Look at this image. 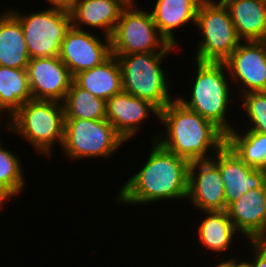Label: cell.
I'll list each match as a JSON object with an SVG mask.
<instances>
[{
	"label": "cell",
	"mask_w": 266,
	"mask_h": 267,
	"mask_svg": "<svg viewBox=\"0 0 266 267\" xmlns=\"http://www.w3.org/2000/svg\"><path fill=\"white\" fill-rule=\"evenodd\" d=\"M147 162L120 187L116 200L123 204H151L186 199L190 162L152 140Z\"/></svg>",
	"instance_id": "obj_1"
},
{
	"label": "cell",
	"mask_w": 266,
	"mask_h": 267,
	"mask_svg": "<svg viewBox=\"0 0 266 267\" xmlns=\"http://www.w3.org/2000/svg\"><path fill=\"white\" fill-rule=\"evenodd\" d=\"M159 120L165 131L155 134L153 140L189 162L210 160V154L215 155L226 144V134L219 127L186 108L176 97L160 111Z\"/></svg>",
	"instance_id": "obj_2"
},
{
	"label": "cell",
	"mask_w": 266,
	"mask_h": 267,
	"mask_svg": "<svg viewBox=\"0 0 266 267\" xmlns=\"http://www.w3.org/2000/svg\"><path fill=\"white\" fill-rule=\"evenodd\" d=\"M5 127L20 136L42 155L50 157L52 147H62L65 129L63 103L46 100H30L9 119Z\"/></svg>",
	"instance_id": "obj_3"
},
{
	"label": "cell",
	"mask_w": 266,
	"mask_h": 267,
	"mask_svg": "<svg viewBox=\"0 0 266 267\" xmlns=\"http://www.w3.org/2000/svg\"><path fill=\"white\" fill-rule=\"evenodd\" d=\"M196 67L191 99L187 100L181 96L176 98L186 108L213 122L227 135L234 129L226 115L231 101L229 82H232L225 75L227 66L224 62L196 61Z\"/></svg>",
	"instance_id": "obj_4"
},
{
	"label": "cell",
	"mask_w": 266,
	"mask_h": 267,
	"mask_svg": "<svg viewBox=\"0 0 266 267\" xmlns=\"http://www.w3.org/2000/svg\"><path fill=\"white\" fill-rule=\"evenodd\" d=\"M171 52H145L117 57L122 72V90L149 101L160 111L171 101L169 80L161 62Z\"/></svg>",
	"instance_id": "obj_5"
},
{
	"label": "cell",
	"mask_w": 266,
	"mask_h": 267,
	"mask_svg": "<svg viewBox=\"0 0 266 267\" xmlns=\"http://www.w3.org/2000/svg\"><path fill=\"white\" fill-rule=\"evenodd\" d=\"M195 26L201 31L196 61L224 62L242 42L223 2L205 0L197 10Z\"/></svg>",
	"instance_id": "obj_6"
},
{
	"label": "cell",
	"mask_w": 266,
	"mask_h": 267,
	"mask_svg": "<svg viewBox=\"0 0 266 267\" xmlns=\"http://www.w3.org/2000/svg\"><path fill=\"white\" fill-rule=\"evenodd\" d=\"M139 9L135 3L123 9L110 37L112 54L175 51L176 46L170 45L160 34L151 12Z\"/></svg>",
	"instance_id": "obj_7"
},
{
	"label": "cell",
	"mask_w": 266,
	"mask_h": 267,
	"mask_svg": "<svg viewBox=\"0 0 266 267\" xmlns=\"http://www.w3.org/2000/svg\"><path fill=\"white\" fill-rule=\"evenodd\" d=\"M125 142L106 119H65L62 151L71 159L107 158Z\"/></svg>",
	"instance_id": "obj_8"
},
{
	"label": "cell",
	"mask_w": 266,
	"mask_h": 267,
	"mask_svg": "<svg viewBox=\"0 0 266 267\" xmlns=\"http://www.w3.org/2000/svg\"><path fill=\"white\" fill-rule=\"evenodd\" d=\"M14 10L9 11L21 23L30 58L59 56L61 44L72 26L70 12L49 7L23 15Z\"/></svg>",
	"instance_id": "obj_9"
},
{
	"label": "cell",
	"mask_w": 266,
	"mask_h": 267,
	"mask_svg": "<svg viewBox=\"0 0 266 267\" xmlns=\"http://www.w3.org/2000/svg\"><path fill=\"white\" fill-rule=\"evenodd\" d=\"M86 29L71 26L61 44L59 58L68 67L72 76L102 64L111 55V39H100Z\"/></svg>",
	"instance_id": "obj_10"
},
{
	"label": "cell",
	"mask_w": 266,
	"mask_h": 267,
	"mask_svg": "<svg viewBox=\"0 0 266 267\" xmlns=\"http://www.w3.org/2000/svg\"><path fill=\"white\" fill-rule=\"evenodd\" d=\"M224 61L231 81L236 79L240 95L266 88V40L243 41Z\"/></svg>",
	"instance_id": "obj_11"
},
{
	"label": "cell",
	"mask_w": 266,
	"mask_h": 267,
	"mask_svg": "<svg viewBox=\"0 0 266 267\" xmlns=\"http://www.w3.org/2000/svg\"><path fill=\"white\" fill-rule=\"evenodd\" d=\"M26 71L34 100L63 103L73 76L59 56L30 59Z\"/></svg>",
	"instance_id": "obj_12"
},
{
	"label": "cell",
	"mask_w": 266,
	"mask_h": 267,
	"mask_svg": "<svg viewBox=\"0 0 266 267\" xmlns=\"http://www.w3.org/2000/svg\"><path fill=\"white\" fill-rule=\"evenodd\" d=\"M187 199L201 212L226 210L224 182L212 159L190 162Z\"/></svg>",
	"instance_id": "obj_13"
},
{
	"label": "cell",
	"mask_w": 266,
	"mask_h": 267,
	"mask_svg": "<svg viewBox=\"0 0 266 267\" xmlns=\"http://www.w3.org/2000/svg\"><path fill=\"white\" fill-rule=\"evenodd\" d=\"M212 160L218 165L224 182L226 209L249 190L264 188L266 170L248 166L227 144Z\"/></svg>",
	"instance_id": "obj_14"
},
{
	"label": "cell",
	"mask_w": 266,
	"mask_h": 267,
	"mask_svg": "<svg viewBox=\"0 0 266 267\" xmlns=\"http://www.w3.org/2000/svg\"><path fill=\"white\" fill-rule=\"evenodd\" d=\"M150 112L160 118L155 105L123 90L106 101V120L125 141L136 136L139 125L152 115Z\"/></svg>",
	"instance_id": "obj_15"
},
{
	"label": "cell",
	"mask_w": 266,
	"mask_h": 267,
	"mask_svg": "<svg viewBox=\"0 0 266 267\" xmlns=\"http://www.w3.org/2000/svg\"><path fill=\"white\" fill-rule=\"evenodd\" d=\"M235 229L248 241H264L266 199L264 188L249 190L226 209Z\"/></svg>",
	"instance_id": "obj_16"
},
{
	"label": "cell",
	"mask_w": 266,
	"mask_h": 267,
	"mask_svg": "<svg viewBox=\"0 0 266 267\" xmlns=\"http://www.w3.org/2000/svg\"><path fill=\"white\" fill-rule=\"evenodd\" d=\"M128 4L125 0H77L69 11L72 27L81 30L83 25L102 29L104 35L111 37Z\"/></svg>",
	"instance_id": "obj_17"
},
{
	"label": "cell",
	"mask_w": 266,
	"mask_h": 267,
	"mask_svg": "<svg viewBox=\"0 0 266 267\" xmlns=\"http://www.w3.org/2000/svg\"><path fill=\"white\" fill-rule=\"evenodd\" d=\"M205 0H156L151 11L160 34L172 46L177 44L175 29L193 22L196 24L197 10Z\"/></svg>",
	"instance_id": "obj_18"
},
{
	"label": "cell",
	"mask_w": 266,
	"mask_h": 267,
	"mask_svg": "<svg viewBox=\"0 0 266 267\" xmlns=\"http://www.w3.org/2000/svg\"><path fill=\"white\" fill-rule=\"evenodd\" d=\"M242 41L266 40V0H225Z\"/></svg>",
	"instance_id": "obj_19"
},
{
	"label": "cell",
	"mask_w": 266,
	"mask_h": 267,
	"mask_svg": "<svg viewBox=\"0 0 266 267\" xmlns=\"http://www.w3.org/2000/svg\"><path fill=\"white\" fill-rule=\"evenodd\" d=\"M73 81L105 101L122 91V72L113 54L102 64L73 76Z\"/></svg>",
	"instance_id": "obj_20"
},
{
	"label": "cell",
	"mask_w": 266,
	"mask_h": 267,
	"mask_svg": "<svg viewBox=\"0 0 266 267\" xmlns=\"http://www.w3.org/2000/svg\"><path fill=\"white\" fill-rule=\"evenodd\" d=\"M30 59L21 23L7 9L0 15V65L26 69Z\"/></svg>",
	"instance_id": "obj_21"
},
{
	"label": "cell",
	"mask_w": 266,
	"mask_h": 267,
	"mask_svg": "<svg viewBox=\"0 0 266 267\" xmlns=\"http://www.w3.org/2000/svg\"><path fill=\"white\" fill-rule=\"evenodd\" d=\"M203 214L205 218L199 222L196 230L199 242L209 251L226 252L231 248L234 236L239 233L227 211H203Z\"/></svg>",
	"instance_id": "obj_22"
},
{
	"label": "cell",
	"mask_w": 266,
	"mask_h": 267,
	"mask_svg": "<svg viewBox=\"0 0 266 267\" xmlns=\"http://www.w3.org/2000/svg\"><path fill=\"white\" fill-rule=\"evenodd\" d=\"M32 99L26 69L0 65V112H5L6 122L24 103Z\"/></svg>",
	"instance_id": "obj_23"
},
{
	"label": "cell",
	"mask_w": 266,
	"mask_h": 267,
	"mask_svg": "<svg viewBox=\"0 0 266 267\" xmlns=\"http://www.w3.org/2000/svg\"><path fill=\"white\" fill-rule=\"evenodd\" d=\"M235 129L226 135V144L248 166L266 170V134Z\"/></svg>",
	"instance_id": "obj_24"
},
{
	"label": "cell",
	"mask_w": 266,
	"mask_h": 267,
	"mask_svg": "<svg viewBox=\"0 0 266 267\" xmlns=\"http://www.w3.org/2000/svg\"><path fill=\"white\" fill-rule=\"evenodd\" d=\"M65 119H106V101L71 83L63 101Z\"/></svg>",
	"instance_id": "obj_25"
},
{
	"label": "cell",
	"mask_w": 266,
	"mask_h": 267,
	"mask_svg": "<svg viewBox=\"0 0 266 267\" xmlns=\"http://www.w3.org/2000/svg\"><path fill=\"white\" fill-rule=\"evenodd\" d=\"M1 143L0 140V203L4 206L6 200L23 192L26 185L19 157Z\"/></svg>",
	"instance_id": "obj_26"
},
{
	"label": "cell",
	"mask_w": 266,
	"mask_h": 267,
	"mask_svg": "<svg viewBox=\"0 0 266 267\" xmlns=\"http://www.w3.org/2000/svg\"><path fill=\"white\" fill-rule=\"evenodd\" d=\"M242 96L241 107L249 119L247 130L266 134V94L264 92H250ZM249 127V128H248Z\"/></svg>",
	"instance_id": "obj_27"
},
{
	"label": "cell",
	"mask_w": 266,
	"mask_h": 267,
	"mask_svg": "<svg viewBox=\"0 0 266 267\" xmlns=\"http://www.w3.org/2000/svg\"><path fill=\"white\" fill-rule=\"evenodd\" d=\"M253 249V267H266V241H249Z\"/></svg>",
	"instance_id": "obj_28"
},
{
	"label": "cell",
	"mask_w": 266,
	"mask_h": 267,
	"mask_svg": "<svg viewBox=\"0 0 266 267\" xmlns=\"http://www.w3.org/2000/svg\"><path fill=\"white\" fill-rule=\"evenodd\" d=\"M48 1L47 3L52 5V8H58L66 11H70L77 0H46Z\"/></svg>",
	"instance_id": "obj_29"
},
{
	"label": "cell",
	"mask_w": 266,
	"mask_h": 267,
	"mask_svg": "<svg viewBox=\"0 0 266 267\" xmlns=\"http://www.w3.org/2000/svg\"><path fill=\"white\" fill-rule=\"evenodd\" d=\"M250 260H243L240 261V259L238 260L237 257H234V267H253V263Z\"/></svg>",
	"instance_id": "obj_30"
},
{
	"label": "cell",
	"mask_w": 266,
	"mask_h": 267,
	"mask_svg": "<svg viewBox=\"0 0 266 267\" xmlns=\"http://www.w3.org/2000/svg\"><path fill=\"white\" fill-rule=\"evenodd\" d=\"M214 267H234V256L233 258H229L228 260L219 262V264Z\"/></svg>",
	"instance_id": "obj_31"
},
{
	"label": "cell",
	"mask_w": 266,
	"mask_h": 267,
	"mask_svg": "<svg viewBox=\"0 0 266 267\" xmlns=\"http://www.w3.org/2000/svg\"><path fill=\"white\" fill-rule=\"evenodd\" d=\"M264 194H265V199H266V182L264 185ZM264 241H266V218H265V223H264Z\"/></svg>",
	"instance_id": "obj_32"
},
{
	"label": "cell",
	"mask_w": 266,
	"mask_h": 267,
	"mask_svg": "<svg viewBox=\"0 0 266 267\" xmlns=\"http://www.w3.org/2000/svg\"><path fill=\"white\" fill-rule=\"evenodd\" d=\"M126 2H128V3H135L136 1H134V0H125Z\"/></svg>",
	"instance_id": "obj_33"
},
{
	"label": "cell",
	"mask_w": 266,
	"mask_h": 267,
	"mask_svg": "<svg viewBox=\"0 0 266 267\" xmlns=\"http://www.w3.org/2000/svg\"><path fill=\"white\" fill-rule=\"evenodd\" d=\"M208 1H213V2H224L225 0H216V1H214V0H208Z\"/></svg>",
	"instance_id": "obj_34"
}]
</instances>
